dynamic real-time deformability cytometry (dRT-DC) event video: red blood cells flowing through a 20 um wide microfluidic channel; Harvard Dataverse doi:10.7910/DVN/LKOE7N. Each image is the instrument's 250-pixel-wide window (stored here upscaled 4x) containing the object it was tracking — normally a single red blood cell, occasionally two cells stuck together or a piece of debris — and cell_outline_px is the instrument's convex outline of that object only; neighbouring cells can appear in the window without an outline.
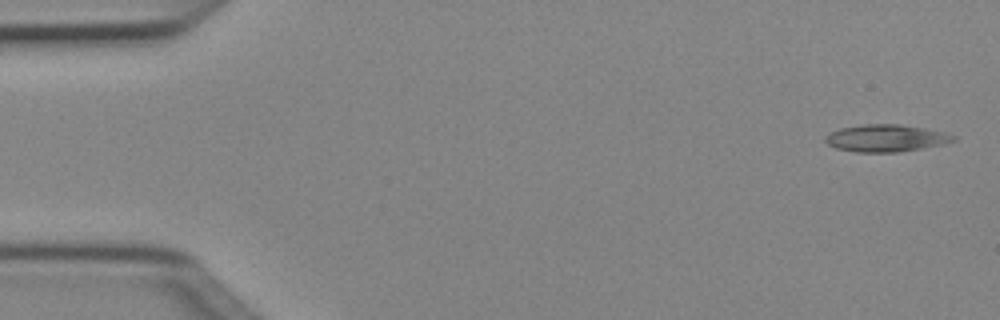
{"species": "Egyptian fruit bat (a non-hibernating species)", "species_latin": "Rousettus aegyptiacus", "temperature_condition": "cold", "stored_images_in_passage": 5, "camera_frame_rate_fps": 3000, "um_per_image_px": 0.085, "animal": {"sex": "female"}, "frame": {"image": 1, "passage_image": 1, "time_ms": 0.0, "image_size_px": [1000, 320], "cell_outline_px": [[956, 140], [944, 144], [896, 152], [856, 152], [836, 148], [828, 144], [824, 140], [824, 136], [840, 128], [860, 124], [900, 124], [924, 128], [944, 132], [956, 136]], "centroid_in_image_um": [75.29, 11.73], "position_along_channel_um": 9.7, "area_um2": 20.23}}
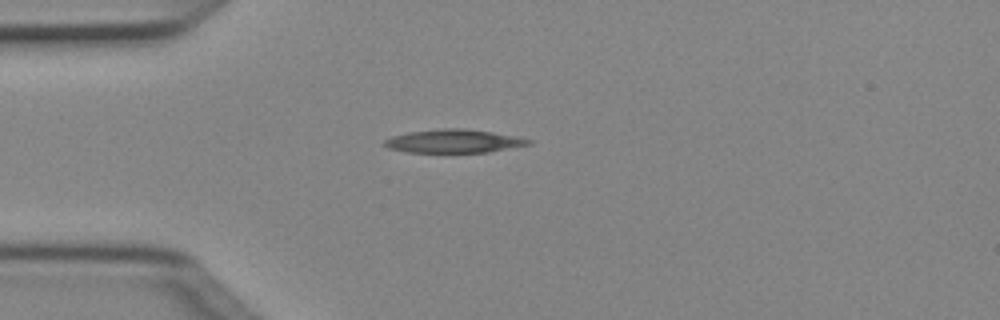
{"frame": {"image": 2, "passage_image": 4, "time_ms": 1.0, "image_size_px": [1000, 320], "cell_outline_px": [[532, 144], [488, 152], [404, 152], [388, 148], [380, 144], [384, 140], [392, 136], [408, 132], [440, 128], [464, 128], [492, 132], [532, 140]], "centroid_in_image_um": [38.5, 11.99], "position_along_channel_um": 46.5, "area_um2": 19.65}}